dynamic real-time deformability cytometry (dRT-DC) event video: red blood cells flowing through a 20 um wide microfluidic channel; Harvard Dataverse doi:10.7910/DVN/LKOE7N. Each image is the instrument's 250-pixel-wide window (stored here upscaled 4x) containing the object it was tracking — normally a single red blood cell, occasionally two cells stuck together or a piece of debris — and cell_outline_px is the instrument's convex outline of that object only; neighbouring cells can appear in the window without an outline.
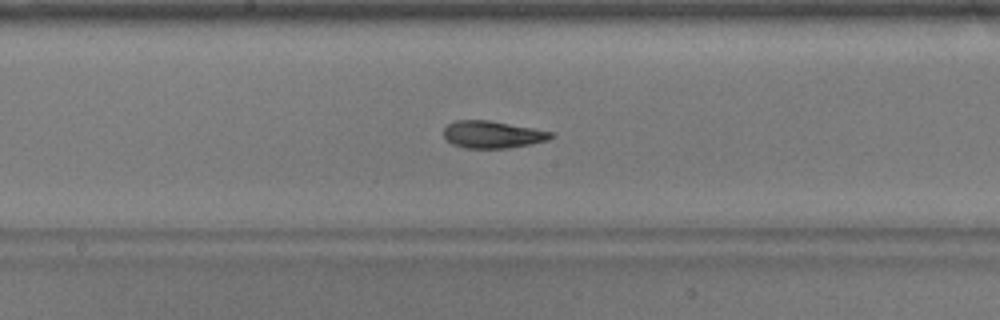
{"species": "common noctule bat (a hibernating species)", "species_latin": "Nyctalus noctula", "temperature_condition": "warm", "stored_images_in_passage": 38, "segment_of_instrument_passage": [1, 2], "camera_frame_rate_fps": 3000, "um_per_image_px": 0.085, "animal": {"sex": "male", "body_mass_g": 17.9}, "frame": {"image": 1, "passage_image": 12, "time_ms": 3.667, "image_size_px": [1000, 320], "cell_outline_px": [[556, 136], [548, 140], [508, 148], [464, 148], [452, 144], [444, 136], [444, 128], [448, 124], [456, 120], [488, 120], [556, 132]], "centroid_in_image_um": [41.89, 11.43], "position_along_channel_um": 206.3, "area_um2": 17.05}}
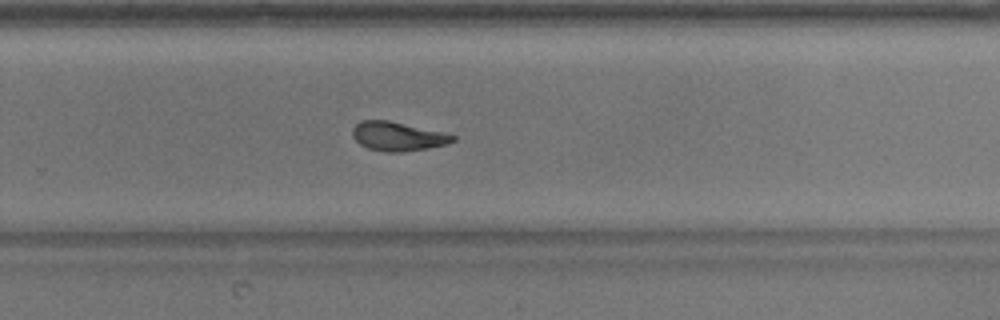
{"frame": {"image": 2, "passage_image": 19, "time_ms": 6.0, "image_size_px": [1000, 320], "cell_outline_px": [[456, 140], [448, 144], [428, 148], [400, 152], [384, 152], [368, 148], [360, 144], [352, 136], [352, 128], [360, 120], [388, 120], [440, 132], [456, 136]], "centroid_in_image_um": [33.77, 11.59], "position_along_channel_um": 296.0, "area_um2": 16.82}}
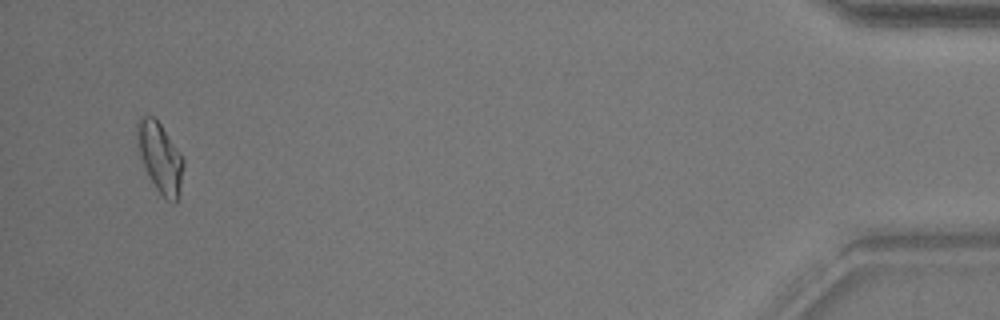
{"frame": {"image": 3, "passage_image": 35, "time_ms": 11.333, "image_size_px": [1000, 320], "cell_outline_px": [[184, 168], [180, 188], [176, 204], [172, 204], [156, 188], [140, 156], [136, 144], [136, 124], [140, 116], [152, 116], [160, 124], [180, 152], [184, 160]], "centroid_in_image_um": [13.6, 13.37], "position_along_channel_um": 421.6, "area_um2": 18.67}}